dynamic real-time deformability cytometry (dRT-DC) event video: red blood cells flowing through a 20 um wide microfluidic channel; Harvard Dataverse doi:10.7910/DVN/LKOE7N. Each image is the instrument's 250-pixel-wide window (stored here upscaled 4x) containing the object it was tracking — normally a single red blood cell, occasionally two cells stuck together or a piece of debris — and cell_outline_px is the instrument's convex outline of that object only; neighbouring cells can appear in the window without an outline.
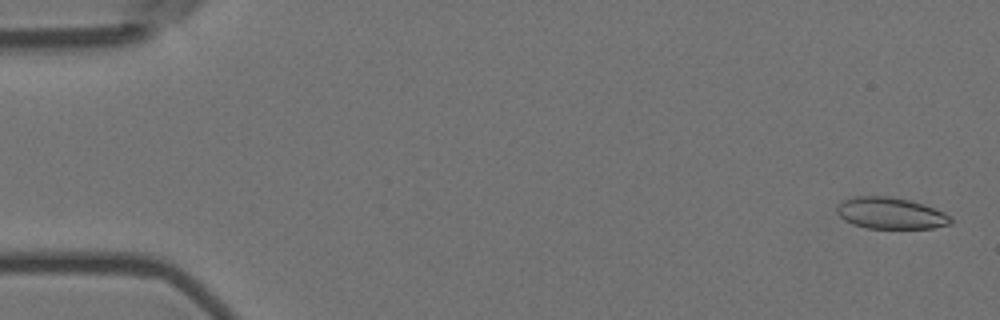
{"species": "Egyptian fruit bat (a non-hibernating species)", "species_latin": "Rousettus aegyptiacus", "temperature_condition": "room temperature", "stored_images_in_passage": 57, "camera_frame_rate_fps": 3000, "um_per_image_px": 0.085, "animal": {"sex": "female"}, "frame": {"image": 1, "passage_image": 2, "time_ms": 0.333, "image_size_px": [1000, 320], "cell_outline_px": [[952, 224], [932, 228], [868, 228], [852, 224], [844, 220], [836, 212], [836, 204], [840, 200], [856, 196], [892, 196], [924, 204], [944, 212], [952, 220]], "centroid_in_image_um": [75.65, 18.11], "position_along_channel_um": 9.3, "area_um2": 21.04}}
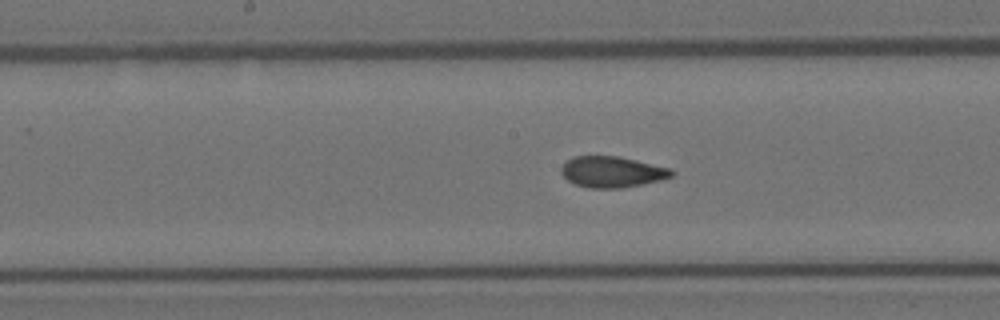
{"frame": {"image": 2, "passage_image": 29, "time_ms": 9.333, "image_size_px": [1000, 320], "cell_outline_px": [[676, 172], [672, 176], [660, 180], [620, 188], [588, 188], [576, 184], [568, 180], [560, 172], [560, 168], [572, 156], [620, 156], [672, 168]], "centroid_in_image_um": [52.04, 14.6], "position_along_channel_um": 196.2, "area_um2": 20.0}}
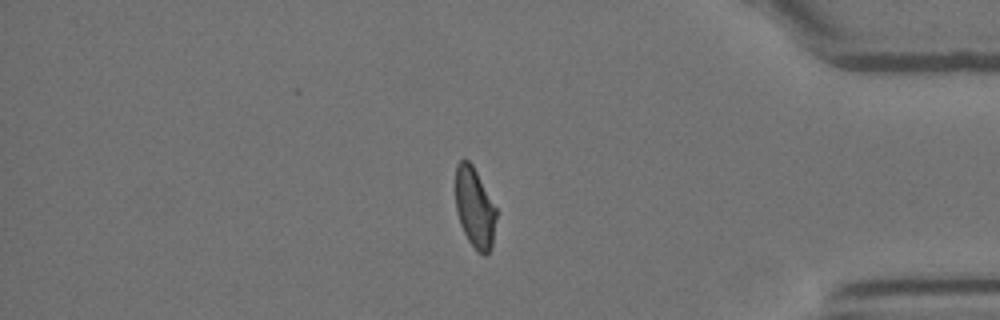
{"frame": {"image": 3, "passage_image": 48, "time_ms": 15.667, "image_size_px": [1000, 320], "cell_outline_px": [[496, 216], [492, 248], [484, 256], [476, 252], [468, 240], [460, 224], [456, 212], [456, 164], [464, 156], [472, 164], [496, 208]], "centroid_in_image_um": [40.34, 17.67], "position_along_channel_um": 394.9, "area_um2": 19.13}, "authors_computed_cell_mechanics": {"area_um2": 20.4612, "velocity_mm_per_s": 3.5938, "shape_relaxation_time_tau1_ms": 11.1558, "shape_relaxation_time_tau2_ms": 1.4676, "deformation_change_tau1": 0.2175, "deformation_change_tau2": 0.0754}}